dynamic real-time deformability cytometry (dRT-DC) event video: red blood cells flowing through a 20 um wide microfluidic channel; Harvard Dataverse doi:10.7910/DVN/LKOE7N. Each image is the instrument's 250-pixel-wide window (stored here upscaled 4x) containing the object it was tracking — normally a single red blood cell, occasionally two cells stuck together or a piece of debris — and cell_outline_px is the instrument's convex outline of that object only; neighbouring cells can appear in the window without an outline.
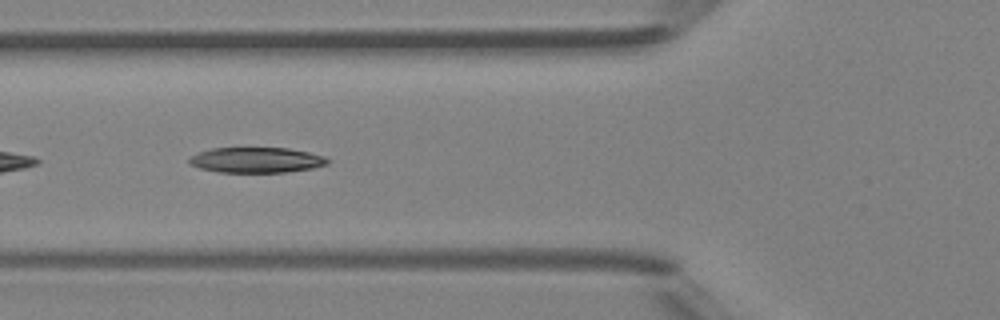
{"species": "Egyptian fruit bat (a non-hibernating species)", "species_latin": "Rousettus aegyptiacus", "temperature_condition": "room temperature", "stored_images_in_passage": 49, "camera_frame_rate_fps": 3000, "um_per_image_px": 0.085, "animal": {"sex": "female"}, "frame": {"image": 1, "passage_image": 18, "time_ms": 5.667, "image_size_px": [1000, 320], "cell_outline_px": [[328, 164], [312, 168], [288, 172], [220, 172], [200, 168], [188, 164], [188, 160], [192, 156], [200, 152], [212, 148], [288, 148], [308, 152], [324, 156], [328, 160]], "centroid_in_image_um": [21.79, 13.6], "position_along_channel_um": 104.0, "area_um2": 20.35}}
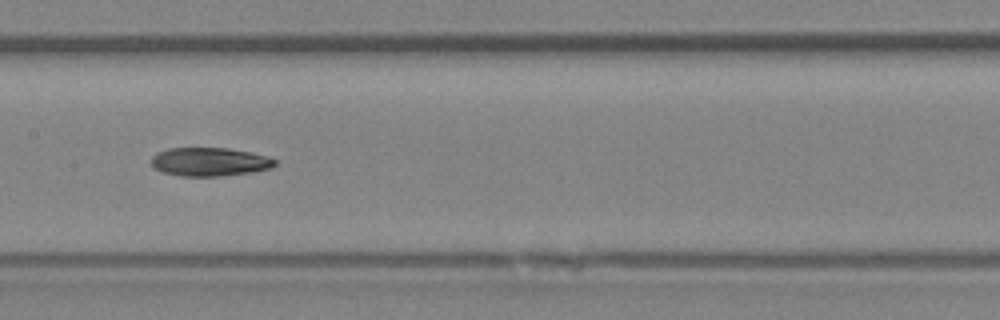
{"frame": {"image": 2, "passage_image": 24, "time_ms": 7.667, "image_size_px": [1000, 320], "cell_outline_px": [[276, 164], [272, 168], [252, 172], [220, 176], [180, 176], [164, 172], [156, 168], [152, 164], [152, 156], [156, 152], [168, 148], [228, 148], [252, 152], [268, 156], [276, 160]], "centroid_in_image_um": [17.85, 13.75], "position_along_channel_um": 189.6, "area_um2": 20.63}}
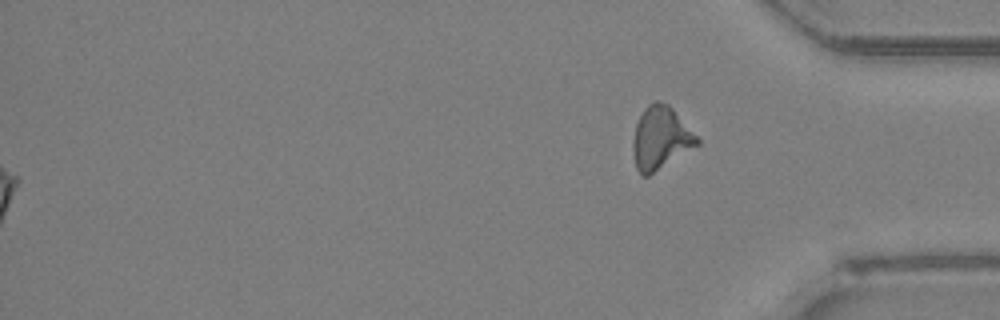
{"frame": {"image": 3, "passage_image": 49, "time_ms": 16.0, "image_size_px": [1000, 320], "cell_outline_px": [[700, 144], [648, 176], [644, 176], [636, 168], [632, 148], [632, 144], [636, 124], [644, 108], [648, 104], [656, 100], [668, 104], [672, 108], [700, 140]], "centroid_in_image_um": [56.14, 11.73], "position_along_channel_um": 379.1, "area_um2": 23.18}, "authors_computed_cell_mechanics": {"area_um2": 21.1548, "velocity_mm_per_s": 4.2939, "shape_relaxation_time_tau1_ms": 6.2881, "shape_relaxation_time_tau2_ms": 6.937, "deformation_change_tau1": 0.211, "deformation_change_tau2": 0.1799}}